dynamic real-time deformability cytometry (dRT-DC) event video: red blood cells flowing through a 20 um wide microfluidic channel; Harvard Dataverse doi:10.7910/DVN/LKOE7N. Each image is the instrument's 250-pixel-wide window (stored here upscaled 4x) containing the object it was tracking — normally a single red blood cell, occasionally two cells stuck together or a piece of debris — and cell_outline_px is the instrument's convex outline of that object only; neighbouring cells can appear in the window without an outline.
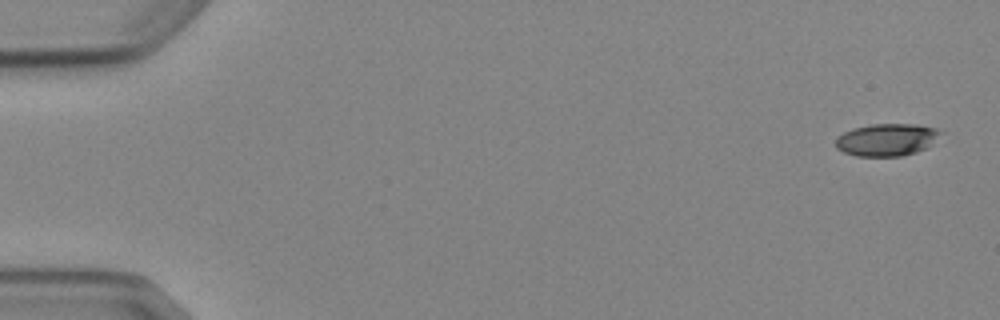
{"species": "Egyptian fruit bat (a non-hibernating species)", "species_latin": "Rousettus aegyptiacus", "temperature_condition": "cold", "stored_images_in_passage": 4, "camera_frame_rate_fps": 3000, "um_per_image_px": 0.085, "animal": {"sex": "female"}, "frame": {"image": 1, "passage_image": 1, "time_ms": 0.0, "image_size_px": [1000, 320], "cell_outline_px": [[944, 132], [924, 148], [916, 152], [904, 156], [856, 156], [844, 152], [836, 148], [836, 136], [852, 128], [872, 124], [916, 124], [936, 128]], "centroid_in_image_um": [75.34, 11.87], "position_along_channel_um": 9.7, "area_um2": 19.77}}
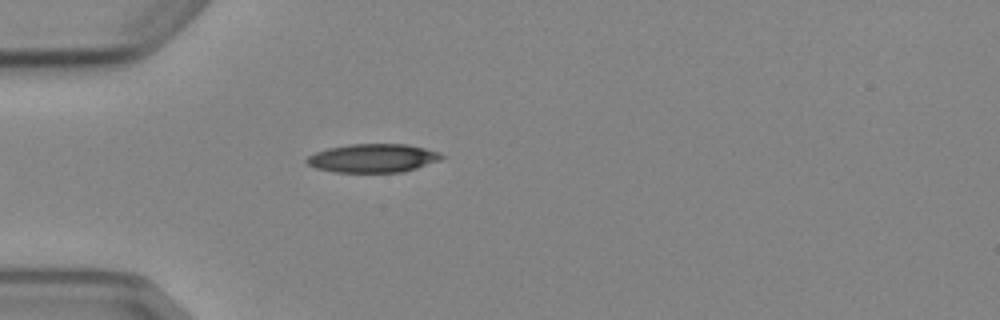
{"frame": {"image": 2, "passage_image": 4, "time_ms": 4.667, "image_size_px": [1000, 320], "cell_outline_px": [[444, 156], [440, 160], [404, 172], [336, 172], [316, 168], [308, 164], [304, 160], [308, 156], [316, 152], [328, 148], [348, 144], [408, 144], [440, 152]], "centroid_in_image_um": [31.7, 13.44], "position_along_channel_um": 53.3, "area_um2": 22.43}}